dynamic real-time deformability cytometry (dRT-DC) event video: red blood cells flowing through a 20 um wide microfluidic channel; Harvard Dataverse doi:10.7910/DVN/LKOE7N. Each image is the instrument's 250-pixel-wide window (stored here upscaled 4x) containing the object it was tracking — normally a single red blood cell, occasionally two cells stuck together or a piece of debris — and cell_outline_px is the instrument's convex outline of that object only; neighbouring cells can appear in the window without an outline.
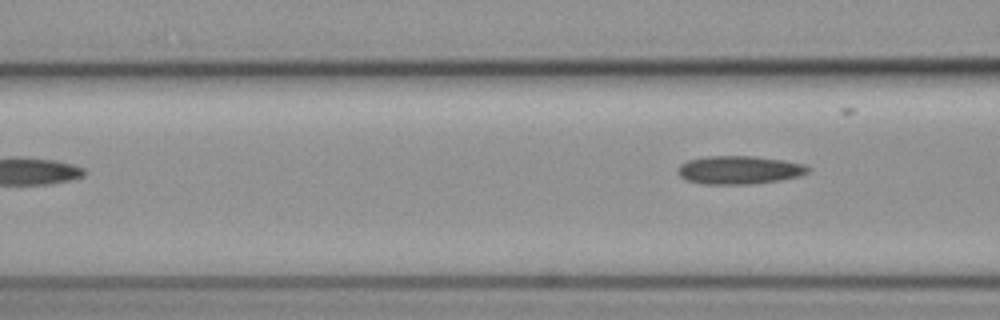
{"species": "common noctule bat (a hibernating species)", "species_latin": "Nyctalus noctula", "temperature_condition": "cold", "stored_images_in_passage": 3, "camera_frame_rate_fps": 3000, "um_per_image_px": 0.085, "animal": {"sex": "female", "body_mass_g": 19.3, "forearm_length_mm": 54.1}, "frame": {"image": 1, "passage_image": 3, "time_ms": 0.667, "image_size_px": [1000, 320], "cell_outline_px": [[808, 172], [800, 176], [780, 180], [752, 184], [704, 184], [688, 180], [680, 176], [676, 172], [680, 164], [688, 160], [708, 156], [756, 156], [784, 160], [804, 164], [808, 168]], "centroid_in_image_um": [62.83, 14.44], "position_along_channel_um": 103.8, "area_um2": 21.44}}